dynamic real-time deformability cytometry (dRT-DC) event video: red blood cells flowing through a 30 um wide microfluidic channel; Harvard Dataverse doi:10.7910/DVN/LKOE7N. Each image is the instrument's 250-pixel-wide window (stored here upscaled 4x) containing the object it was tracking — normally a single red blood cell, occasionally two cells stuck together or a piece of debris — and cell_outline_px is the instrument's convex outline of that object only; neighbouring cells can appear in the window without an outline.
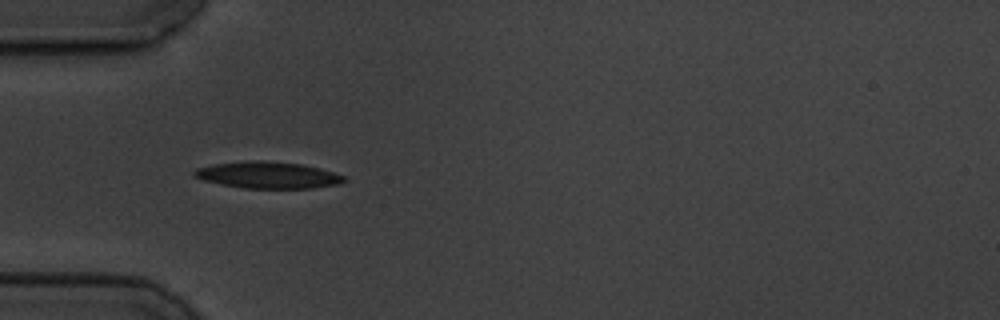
{"species": "common noctule bat (a hibernating species)", "species_latin": "Nyctalus noctula", "temperature_condition": "cold", "stored_images_in_passage": 11, "camera_frame_rate_fps": 3000, "um_per_image_px": 0.085, "animal": {"sex": "male", "body_mass_g": 19.5, "forearm_length_mm": 54.6}, "frame": {"image": 1, "passage_image": 5, "time_ms": 5.333, "image_size_px": [1000, 320], "cell_outline_px": [[348, 180], [340, 184], [312, 188], [244, 188], [204, 180], [192, 176], [192, 172], [196, 168], [212, 164], [252, 160], [260, 160], [300, 164], [320, 168], [344, 176]], "centroid_in_image_um": [22.77, 14.88], "position_along_channel_um": 62.2, "area_um2": 23.18}}
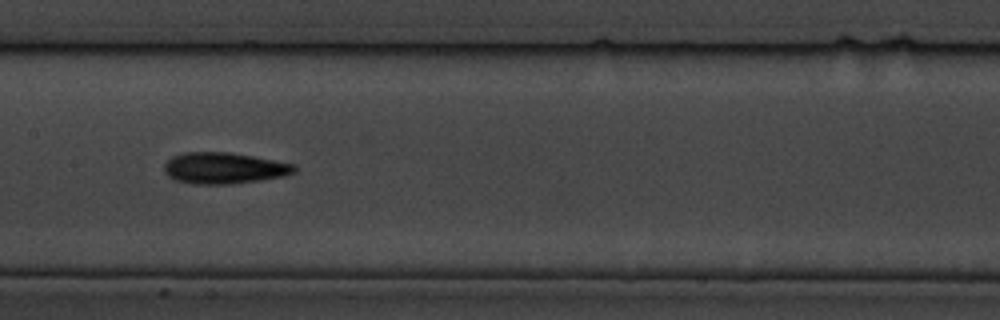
{"frame": {"image": 2, "passage_image": 8, "time_ms": 9.0, "image_size_px": [1000, 320], "cell_outline_px": [[296, 172], [284, 176], [260, 180], [232, 184], [192, 184], [172, 180], [164, 172], [164, 164], [172, 156], [184, 152], [228, 152], [252, 156], [296, 164]], "centroid_in_image_um": [19.02, 14.3], "position_along_channel_um": 188.4, "area_um2": 23.93}}
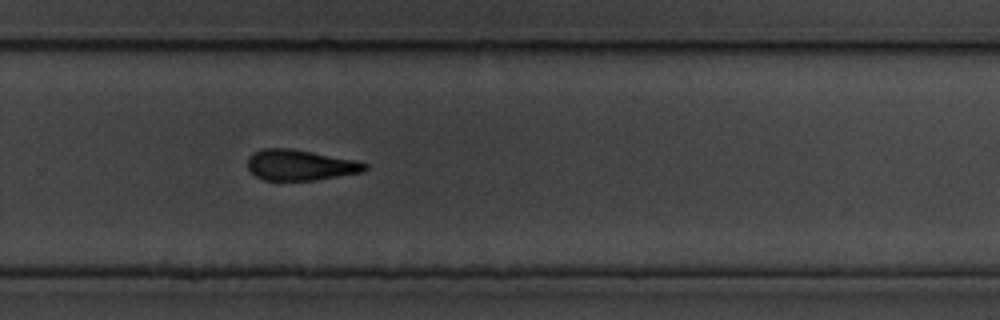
{"frame": {"image": 3, "passage_image": 11, "time_ms": 12.333, "image_size_px": [1000, 320], "cell_outline_px": [[368, 168], [364, 172], [316, 180], [264, 180], [256, 176], [248, 168], [248, 156], [252, 152], [264, 148], [292, 148], [356, 160], [368, 164]], "centroid_in_image_um": [25.53, 14.02], "position_along_channel_um": 304.3, "area_um2": 21.15}}